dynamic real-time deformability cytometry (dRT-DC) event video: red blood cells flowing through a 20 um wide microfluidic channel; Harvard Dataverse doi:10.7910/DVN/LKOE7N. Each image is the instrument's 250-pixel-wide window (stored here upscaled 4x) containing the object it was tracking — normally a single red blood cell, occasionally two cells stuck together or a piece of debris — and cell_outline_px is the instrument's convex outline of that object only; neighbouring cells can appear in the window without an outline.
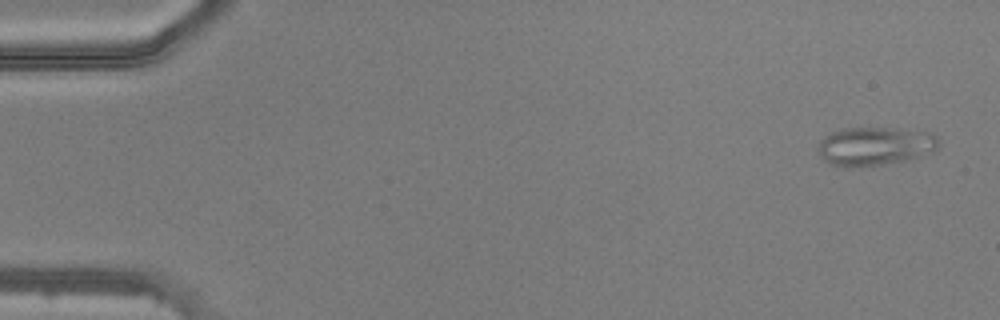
{"species": "common noctule bat (a hibernating species)", "species_latin": "Nyctalus noctula", "temperature_condition": "warm", "stored_images_in_passage": 49, "camera_frame_rate_fps": 3000, "um_per_image_px": 0.085, "animal": {"sex": "male", "body_mass_g": 20.5, "forearm_length_mm": 52.5}, "frame": {"image": 1, "passage_image": 2, "time_ms": 0.333, "image_size_px": [1000, 320], "cell_outline_px": [[940, 144], [936, 152], [904, 160], [880, 164], [848, 168], [844, 168], [828, 164], [820, 156], [816, 148], [820, 140], [824, 136], [840, 128], [888, 128], [928, 132], [936, 136]], "centroid_in_image_um": [74.32, 12.43], "position_along_channel_um": 10.7, "area_um2": 27.34}}
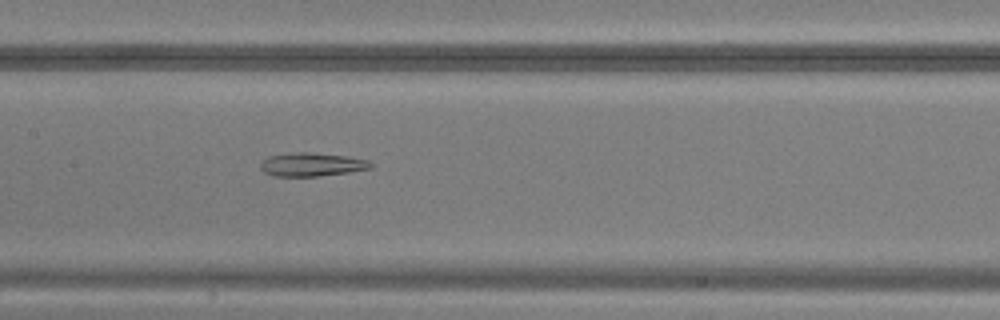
{"frame": {"image": 2, "passage_image": 24, "time_ms": 7.667, "image_size_px": [1000, 320], "cell_outline_px": [[372, 168], [348, 172], [316, 176], [272, 176], [264, 172], [260, 168], [260, 160], [268, 156], [296, 152], [312, 152], [348, 156], [368, 160], [372, 164]], "centroid_in_image_um": [26.46, 13.97], "position_along_channel_um": 180.9, "area_um2": 15.2}}
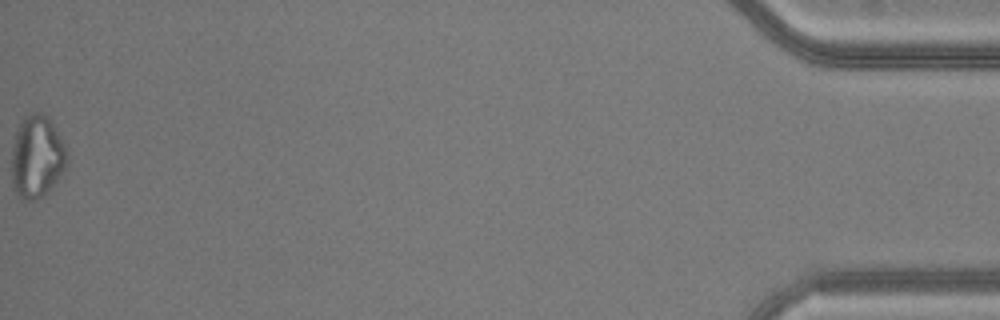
{"frame": {"image": 3, "passage_image": 49, "time_ms": 16.0, "image_size_px": [1000, 320], "cell_outline_px": [[68, 164], [60, 176], [40, 196], [32, 200], [20, 200], [12, 184], [12, 148], [16, 132], [20, 120], [32, 112], [40, 112], [48, 116], [64, 144], [68, 156]], "centroid_in_image_um": [3.12, 13.29], "position_along_channel_um": 432.1, "area_um2": 26.41}}